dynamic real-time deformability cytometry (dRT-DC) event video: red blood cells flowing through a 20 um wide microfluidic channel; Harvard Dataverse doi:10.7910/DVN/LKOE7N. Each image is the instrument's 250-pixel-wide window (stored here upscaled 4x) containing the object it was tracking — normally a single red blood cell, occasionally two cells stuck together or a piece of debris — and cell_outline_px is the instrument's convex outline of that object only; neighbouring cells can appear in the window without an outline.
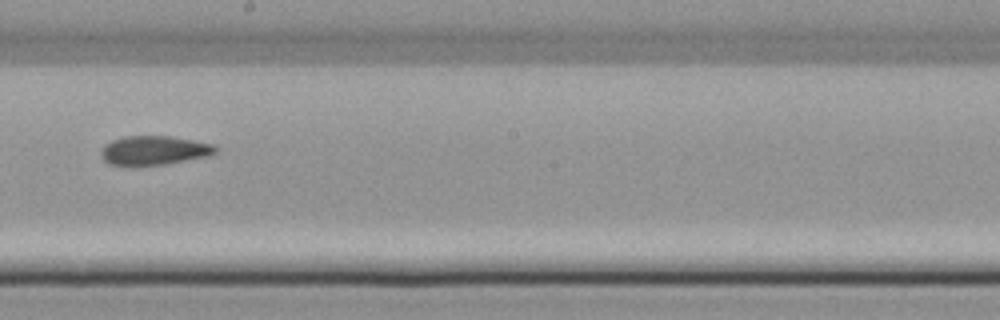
{"species": "common noctule bat (a hibernating species)", "species_latin": "Nyctalus noctula", "temperature_condition": "cold", "stored_images_in_passage": 8, "camera_frame_rate_fps": 3000, "um_per_image_px": 0.085, "animal": {"sex": "female", "body_mass_g": 22.7, "forearm_length_mm": 54.2}, "frame": {"image": 1, "passage_image": 8, "time_ms": 2.333, "image_size_px": [1000, 320], "cell_outline_px": [[216, 152], [208, 156], [164, 164], [124, 168], [108, 164], [100, 156], [100, 152], [104, 144], [112, 140], [124, 136], [172, 136], [212, 144], [216, 148]], "centroid_in_image_um": [12.99, 12.81], "position_along_channel_um": 235.2, "area_um2": 19.88}}